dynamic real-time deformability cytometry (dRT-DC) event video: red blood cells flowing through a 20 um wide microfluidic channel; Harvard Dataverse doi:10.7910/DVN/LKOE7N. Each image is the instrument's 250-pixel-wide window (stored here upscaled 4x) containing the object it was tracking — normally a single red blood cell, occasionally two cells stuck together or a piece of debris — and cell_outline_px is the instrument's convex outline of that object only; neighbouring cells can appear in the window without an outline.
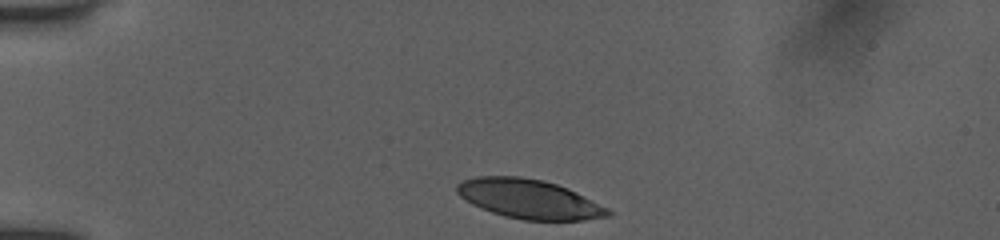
{"species": "human", "species_latin": "Homo sapiens", "temperature_condition": "room temperature", "stored_images_in_passage": 35, "camera_frame_rate_fps": 3000, "um_per_image_px": 0.085, "donor": {"sex": "female"}, "frame": {"image": 1, "passage_image": 1, "time_ms": 0.0, "image_size_px": [1000, 240], "cell_outline_px": [[612, 216], [584, 220], [524, 220], [504, 216], [480, 208], [472, 204], [460, 196], [456, 192], [456, 184], [464, 180], [476, 176], [520, 176], [540, 180], [556, 184], [568, 188], [608, 208], [612, 212]], "centroid_in_image_um": [44.97, 16.92], "position_along_channel_um": 40.0, "area_um2": 34.51}}
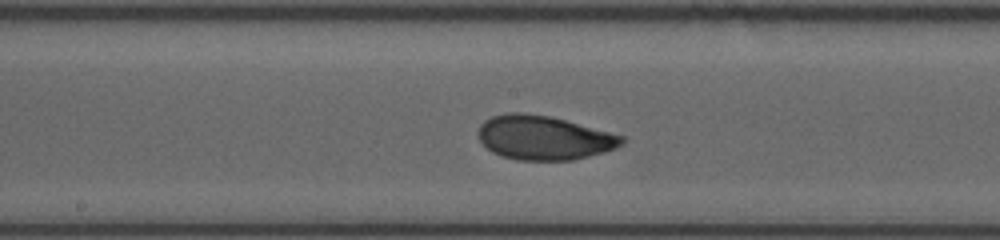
{"frame": {"image": 2, "passage_image": 16, "time_ms": 5.333, "image_size_px": [1000, 240], "cell_outline_px": [[624, 144], [616, 148], [604, 152], [572, 160], [516, 160], [500, 156], [492, 152], [476, 136], [476, 132], [480, 124], [484, 120], [492, 116], [508, 112], [524, 112], [548, 116], [564, 120], [624, 136]], "centroid_in_image_um": [46.18, 11.71], "position_along_channel_um": 202.0, "area_um2": 36.99}}
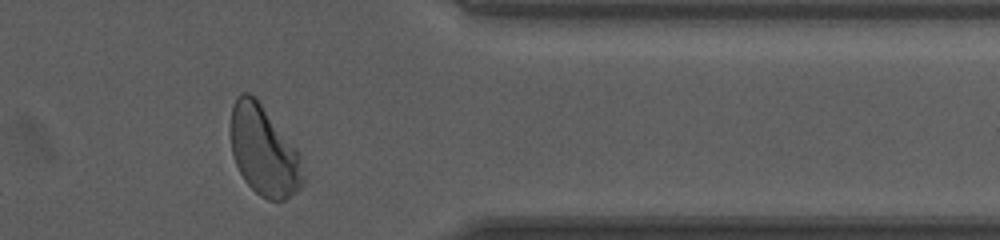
{"frame": {"image": 3, "passage_image": 32, "time_ms": 10.333, "image_size_px": [1000, 240], "cell_outline_px": [[304, 184], [300, 188], [284, 200], [268, 200], [260, 196], [244, 180], [236, 164], [232, 152], [228, 128], [232, 104], [236, 96], [240, 92], [248, 92], [256, 96], [300, 152], [304, 176]], "centroid_in_image_um": [22.4, 12.76], "position_along_channel_um": 389.0, "area_um2": 38.78}, "authors_computed_cell_mechanics": {"area_um2": 36.5296, "velocity_mm_per_s": 3.9437, "shape_relaxation_time_tau1_ms": 3.0315, "shape_relaxation_time_tau2_ms": 0.9998, "deformation_change_tau1": 0.1551, "deformation_change_tau2": 0.0465}}